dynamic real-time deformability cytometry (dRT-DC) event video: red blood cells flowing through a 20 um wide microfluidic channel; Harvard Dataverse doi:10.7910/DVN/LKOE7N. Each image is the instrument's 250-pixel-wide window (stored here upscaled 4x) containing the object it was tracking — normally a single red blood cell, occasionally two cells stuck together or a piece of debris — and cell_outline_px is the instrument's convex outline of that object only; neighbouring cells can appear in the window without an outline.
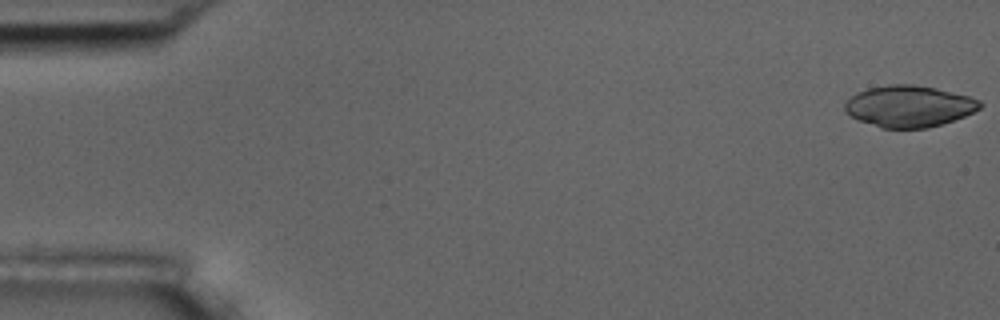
{"species": "common noctule bat (a hibernating species)", "species_latin": "Nyctalus noctula", "temperature_condition": "room temperature", "stored_images_in_passage": 11, "camera_frame_rate_fps": 3000, "um_per_image_px": 0.085, "animal": {"sex": "male", "body_mass_g": 17.5, "forearm_length_mm": 52.3}, "frame": {"image": 1, "passage_image": 1, "time_ms": 0.0, "image_size_px": [1000, 320], "cell_outline_px": [[984, 104], [980, 108], [964, 116], [928, 128], [880, 128], [856, 120], [844, 112], [844, 104], [852, 96], [868, 88], [888, 84], [912, 84], [936, 88], [968, 96], [980, 100]], "centroid_in_image_um": [77.24, 9.03], "position_along_channel_um": 7.8, "area_um2": 32.66}}